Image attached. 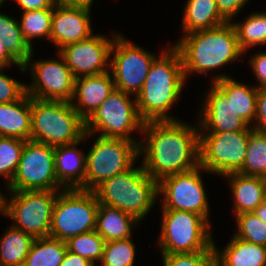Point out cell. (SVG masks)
Listing matches in <instances>:
<instances>
[{
  "label": "cell",
  "mask_w": 266,
  "mask_h": 266,
  "mask_svg": "<svg viewBox=\"0 0 266 266\" xmlns=\"http://www.w3.org/2000/svg\"><path fill=\"white\" fill-rule=\"evenodd\" d=\"M142 166L154 180L186 172L199 166V125L189 126L181 120L147 121L141 132Z\"/></svg>",
  "instance_id": "6da1fadb"
},
{
  "label": "cell",
  "mask_w": 266,
  "mask_h": 266,
  "mask_svg": "<svg viewBox=\"0 0 266 266\" xmlns=\"http://www.w3.org/2000/svg\"><path fill=\"white\" fill-rule=\"evenodd\" d=\"M186 81L179 50L171 45L155 58L136 102L139 116L147 121H177L168 111L179 99Z\"/></svg>",
  "instance_id": "7a4b0ae2"
},
{
  "label": "cell",
  "mask_w": 266,
  "mask_h": 266,
  "mask_svg": "<svg viewBox=\"0 0 266 266\" xmlns=\"http://www.w3.org/2000/svg\"><path fill=\"white\" fill-rule=\"evenodd\" d=\"M173 45L180 52L186 79L191 73L206 74L243 56L232 22L185 34Z\"/></svg>",
  "instance_id": "3957f363"
},
{
  "label": "cell",
  "mask_w": 266,
  "mask_h": 266,
  "mask_svg": "<svg viewBox=\"0 0 266 266\" xmlns=\"http://www.w3.org/2000/svg\"><path fill=\"white\" fill-rule=\"evenodd\" d=\"M93 192L99 204L118 208L139 221L144 219L159 198L158 181L152 179L142 165H133L127 171L103 181Z\"/></svg>",
  "instance_id": "277c9868"
},
{
  "label": "cell",
  "mask_w": 266,
  "mask_h": 266,
  "mask_svg": "<svg viewBox=\"0 0 266 266\" xmlns=\"http://www.w3.org/2000/svg\"><path fill=\"white\" fill-rule=\"evenodd\" d=\"M31 141L52 147L81 140L85 120L70 102L39 100L31 97Z\"/></svg>",
  "instance_id": "5b68a950"
},
{
  "label": "cell",
  "mask_w": 266,
  "mask_h": 266,
  "mask_svg": "<svg viewBox=\"0 0 266 266\" xmlns=\"http://www.w3.org/2000/svg\"><path fill=\"white\" fill-rule=\"evenodd\" d=\"M158 245L161 254L214 251L211 223L189 211L162 210Z\"/></svg>",
  "instance_id": "8992f818"
},
{
  "label": "cell",
  "mask_w": 266,
  "mask_h": 266,
  "mask_svg": "<svg viewBox=\"0 0 266 266\" xmlns=\"http://www.w3.org/2000/svg\"><path fill=\"white\" fill-rule=\"evenodd\" d=\"M98 207L93 191L79 188L61 190L53 207L49 236L66 241L95 230Z\"/></svg>",
  "instance_id": "52a82bcc"
},
{
  "label": "cell",
  "mask_w": 266,
  "mask_h": 266,
  "mask_svg": "<svg viewBox=\"0 0 266 266\" xmlns=\"http://www.w3.org/2000/svg\"><path fill=\"white\" fill-rule=\"evenodd\" d=\"M130 95L115 88L85 121L87 137L100 132V137L123 138L140 144V140L137 141L130 135L137 129L142 132L144 121L139 116L136 98L133 102Z\"/></svg>",
  "instance_id": "ba28073f"
},
{
  "label": "cell",
  "mask_w": 266,
  "mask_h": 266,
  "mask_svg": "<svg viewBox=\"0 0 266 266\" xmlns=\"http://www.w3.org/2000/svg\"><path fill=\"white\" fill-rule=\"evenodd\" d=\"M139 157V142L98 136L86 154L84 190L93 191L103 181L127 171Z\"/></svg>",
  "instance_id": "9c48e42d"
},
{
  "label": "cell",
  "mask_w": 266,
  "mask_h": 266,
  "mask_svg": "<svg viewBox=\"0 0 266 266\" xmlns=\"http://www.w3.org/2000/svg\"><path fill=\"white\" fill-rule=\"evenodd\" d=\"M60 191L20 190L9 191L4 197V214L13 220V227L23 230L34 238L48 237L52 213Z\"/></svg>",
  "instance_id": "30bf717a"
},
{
  "label": "cell",
  "mask_w": 266,
  "mask_h": 266,
  "mask_svg": "<svg viewBox=\"0 0 266 266\" xmlns=\"http://www.w3.org/2000/svg\"><path fill=\"white\" fill-rule=\"evenodd\" d=\"M254 129L199 133V165L207 172L225 176L238 173L246 157L249 134Z\"/></svg>",
  "instance_id": "8fae6325"
},
{
  "label": "cell",
  "mask_w": 266,
  "mask_h": 266,
  "mask_svg": "<svg viewBox=\"0 0 266 266\" xmlns=\"http://www.w3.org/2000/svg\"><path fill=\"white\" fill-rule=\"evenodd\" d=\"M8 189L9 191L65 189L56 178L54 147L31 140L26 141Z\"/></svg>",
  "instance_id": "7c38bea8"
},
{
  "label": "cell",
  "mask_w": 266,
  "mask_h": 266,
  "mask_svg": "<svg viewBox=\"0 0 266 266\" xmlns=\"http://www.w3.org/2000/svg\"><path fill=\"white\" fill-rule=\"evenodd\" d=\"M109 70L115 88L125 93L137 94L141 91L150 67L157 55L131 43L120 34L114 36L111 48Z\"/></svg>",
  "instance_id": "4fadbf2b"
},
{
  "label": "cell",
  "mask_w": 266,
  "mask_h": 266,
  "mask_svg": "<svg viewBox=\"0 0 266 266\" xmlns=\"http://www.w3.org/2000/svg\"><path fill=\"white\" fill-rule=\"evenodd\" d=\"M202 171L208 173L199 165L162 178L158 182V195H163L162 210L194 212L209 221V202L201 178Z\"/></svg>",
  "instance_id": "5bb4252c"
},
{
  "label": "cell",
  "mask_w": 266,
  "mask_h": 266,
  "mask_svg": "<svg viewBox=\"0 0 266 266\" xmlns=\"http://www.w3.org/2000/svg\"><path fill=\"white\" fill-rule=\"evenodd\" d=\"M60 59L40 60L32 63L33 52L24 64L30 70L32 84H26V93L35 99L71 102L74 92V81L70 68L62 55ZM31 65V66H30Z\"/></svg>",
  "instance_id": "9a60e30c"
},
{
  "label": "cell",
  "mask_w": 266,
  "mask_h": 266,
  "mask_svg": "<svg viewBox=\"0 0 266 266\" xmlns=\"http://www.w3.org/2000/svg\"><path fill=\"white\" fill-rule=\"evenodd\" d=\"M116 35H112L111 40L101 34H93L86 39L63 46L58 52L75 78L103 74L109 71L108 60L111 58V48Z\"/></svg>",
  "instance_id": "2e32d148"
},
{
  "label": "cell",
  "mask_w": 266,
  "mask_h": 266,
  "mask_svg": "<svg viewBox=\"0 0 266 266\" xmlns=\"http://www.w3.org/2000/svg\"><path fill=\"white\" fill-rule=\"evenodd\" d=\"M90 9L83 6L55 4L50 41L54 43L57 50L69 43L78 42L93 35Z\"/></svg>",
  "instance_id": "e0dca14e"
},
{
  "label": "cell",
  "mask_w": 266,
  "mask_h": 266,
  "mask_svg": "<svg viewBox=\"0 0 266 266\" xmlns=\"http://www.w3.org/2000/svg\"><path fill=\"white\" fill-rule=\"evenodd\" d=\"M200 110L199 133L244 131L248 125L234 112L232 100L211 83Z\"/></svg>",
  "instance_id": "ac0fdd59"
},
{
  "label": "cell",
  "mask_w": 266,
  "mask_h": 266,
  "mask_svg": "<svg viewBox=\"0 0 266 266\" xmlns=\"http://www.w3.org/2000/svg\"><path fill=\"white\" fill-rule=\"evenodd\" d=\"M114 90L115 83L109 71L99 75L80 76L75 78L70 103L86 121Z\"/></svg>",
  "instance_id": "d6986e66"
},
{
  "label": "cell",
  "mask_w": 266,
  "mask_h": 266,
  "mask_svg": "<svg viewBox=\"0 0 266 266\" xmlns=\"http://www.w3.org/2000/svg\"><path fill=\"white\" fill-rule=\"evenodd\" d=\"M84 137L72 144L54 147V162L57 181L65 189L79 188L84 190L86 175V155L81 149H77Z\"/></svg>",
  "instance_id": "ffe728a7"
},
{
  "label": "cell",
  "mask_w": 266,
  "mask_h": 266,
  "mask_svg": "<svg viewBox=\"0 0 266 266\" xmlns=\"http://www.w3.org/2000/svg\"><path fill=\"white\" fill-rule=\"evenodd\" d=\"M212 83L227 99L232 100V108L236 116L240 117L249 127L252 126L256 117L258 88L241 84L224 74L215 76Z\"/></svg>",
  "instance_id": "44dd1931"
},
{
  "label": "cell",
  "mask_w": 266,
  "mask_h": 266,
  "mask_svg": "<svg viewBox=\"0 0 266 266\" xmlns=\"http://www.w3.org/2000/svg\"><path fill=\"white\" fill-rule=\"evenodd\" d=\"M234 199L235 215L253 212L266 200V178L240 173L225 175Z\"/></svg>",
  "instance_id": "7402d4cb"
},
{
  "label": "cell",
  "mask_w": 266,
  "mask_h": 266,
  "mask_svg": "<svg viewBox=\"0 0 266 266\" xmlns=\"http://www.w3.org/2000/svg\"><path fill=\"white\" fill-rule=\"evenodd\" d=\"M31 97L26 93L18 101L0 103V137L31 140Z\"/></svg>",
  "instance_id": "603a6c76"
},
{
  "label": "cell",
  "mask_w": 266,
  "mask_h": 266,
  "mask_svg": "<svg viewBox=\"0 0 266 266\" xmlns=\"http://www.w3.org/2000/svg\"><path fill=\"white\" fill-rule=\"evenodd\" d=\"M215 262L219 266H266V246L233 235L223 251L213 242Z\"/></svg>",
  "instance_id": "cb8c5ba5"
},
{
  "label": "cell",
  "mask_w": 266,
  "mask_h": 266,
  "mask_svg": "<svg viewBox=\"0 0 266 266\" xmlns=\"http://www.w3.org/2000/svg\"><path fill=\"white\" fill-rule=\"evenodd\" d=\"M140 221L118 208L99 204L95 231L106 241L132 238V226Z\"/></svg>",
  "instance_id": "d4e9b609"
},
{
  "label": "cell",
  "mask_w": 266,
  "mask_h": 266,
  "mask_svg": "<svg viewBox=\"0 0 266 266\" xmlns=\"http://www.w3.org/2000/svg\"><path fill=\"white\" fill-rule=\"evenodd\" d=\"M182 21L184 34L212 29L228 22L219 13L215 0H187Z\"/></svg>",
  "instance_id": "484cf974"
},
{
  "label": "cell",
  "mask_w": 266,
  "mask_h": 266,
  "mask_svg": "<svg viewBox=\"0 0 266 266\" xmlns=\"http://www.w3.org/2000/svg\"><path fill=\"white\" fill-rule=\"evenodd\" d=\"M0 239V266H23L35 238L12 225Z\"/></svg>",
  "instance_id": "4316f807"
},
{
  "label": "cell",
  "mask_w": 266,
  "mask_h": 266,
  "mask_svg": "<svg viewBox=\"0 0 266 266\" xmlns=\"http://www.w3.org/2000/svg\"><path fill=\"white\" fill-rule=\"evenodd\" d=\"M66 253L65 241L50 236L35 238L23 266H60Z\"/></svg>",
  "instance_id": "83f0119b"
},
{
  "label": "cell",
  "mask_w": 266,
  "mask_h": 266,
  "mask_svg": "<svg viewBox=\"0 0 266 266\" xmlns=\"http://www.w3.org/2000/svg\"><path fill=\"white\" fill-rule=\"evenodd\" d=\"M0 39L6 51L21 65L34 52L22 36L19 21L3 13H0Z\"/></svg>",
  "instance_id": "f1b7e54d"
},
{
  "label": "cell",
  "mask_w": 266,
  "mask_h": 266,
  "mask_svg": "<svg viewBox=\"0 0 266 266\" xmlns=\"http://www.w3.org/2000/svg\"><path fill=\"white\" fill-rule=\"evenodd\" d=\"M239 48L243 53L249 48L266 43V12L252 13L243 23L233 21Z\"/></svg>",
  "instance_id": "f546056e"
},
{
  "label": "cell",
  "mask_w": 266,
  "mask_h": 266,
  "mask_svg": "<svg viewBox=\"0 0 266 266\" xmlns=\"http://www.w3.org/2000/svg\"><path fill=\"white\" fill-rule=\"evenodd\" d=\"M247 176L266 178V133L253 130L249 134L246 157L238 172Z\"/></svg>",
  "instance_id": "4dcf8cb0"
},
{
  "label": "cell",
  "mask_w": 266,
  "mask_h": 266,
  "mask_svg": "<svg viewBox=\"0 0 266 266\" xmlns=\"http://www.w3.org/2000/svg\"><path fill=\"white\" fill-rule=\"evenodd\" d=\"M52 16L53 9L23 11L21 22L19 21L20 30L23 38L31 48H33V38L45 37L50 40Z\"/></svg>",
  "instance_id": "1f68e13d"
},
{
  "label": "cell",
  "mask_w": 266,
  "mask_h": 266,
  "mask_svg": "<svg viewBox=\"0 0 266 266\" xmlns=\"http://www.w3.org/2000/svg\"><path fill=\"white\" fill-rule=\"evenodd\" d=\"M65 243L67 251L86 258L95 265L102 261L106 241L95 230L70 237Z\"/></svg>",
  "instance_id": "d6a6232c"
},
{
  "label": "cell",
  "mask_w": 266,
  "mask_h": 266,
  "mask_svg": "<svg viewBox=\"0 0 266 266\" xmlns=\"http://www.w3.org/2000/svg\"><path fill=\"white\" fill-rule=\"evenodd\" d=\"M25 142L16 137H0V176H5L7 185L16 173Z\"/></svg>",
  "instance_id": "836d02e7"
},
{
  "label": "cell",
  "mask_w": 266,
  "mask_h": 266,
  "mask_svg": "<svg viewBox=\"0 0 266 266\" xmlns=\"http://www.w3.org/2000/svg\"><path fill=\"white\" fill-rule=\"evenodd\" d=\"M131 239L106 242L100 266H133L136 251Z\"/></svg>",
  "instance_id": "e575fe53"
},
{
  "label": "cell",
  "mask_w": 266,
  "mask_h": 266,
  "mask_svg": "<svg viewBox=\"0 0 266 266\" xmlns=\"http://www.w3.org/2000/svg\"><path fill=\"white\" fill-rule=\"evenodd\" d=\"M237 231L235 237L266 246V223L251 213L235 215Z\"/></svg>",
  "instance_id": "d590c367"
},
{
  "label": "cell",
  "mask_w": 266,
  "mask_h": 266,
  "mask_svg": "<svg viewBox=\"0 0 266 266\" xmlns=\"http://www.w3.org/2000/svg\"><path fill=\"white\" fill-rule=\"evenodd\" d=\"M161 255L164 266H210L215 261L214 251Z\"/></svg>",
  "instance_id": "8d00e7d4"
},
{
  "label": "cell",
  "mask_w": 266,
  "mask_h": 266,
  "mask_svg": "<svg viewBox=\"0 0 266 266\" xmlns=\"http://www.w3.org/2000/svg\"><path fill=\"white\" fill-rule=\"evenodd\" d=\"M0 67V103L18 101L26 94V85L5 75Z\"/></svg>",
  "instance_id": "74e56055"
},
{
  "label": "cell",
  "mask_w": 266,
  "mask_h": 266,
  "mask_svg": "<svg viewBox=\"0 0 266 266\" xmlns=\"http://www.w3.org/2000/svg\"><path fill=\"white\" fill-rule=\"evenodd\" d=\"M250 66L253 69V73L259 82L255 85L259 88H266V51H259L252 55Z\"/></svg>",
  "instance_id": "f35d334b"
},
{
  "label": "cell",
  "mask_w": 266,
  "mask_h": 266,
  "mask_svg": "<svg viewBox=\"0 0 266 266\" xmlns=\"http://www.w3.org/2000/svg\"><path fill=\"white\" fill-rule=\"evenodd\" d=\"M253 125L251 127L254 130L266 133V88L258 89L256 117Z\"/></svg>",
  "instance_id": "ab89813d"
},
{
  "label": "cell",
  "mask_w": 266,
  "mask_h": 266,
  "mask_svg": "<svg viewBox=\"0 0 266 266\" xmlns=\"http://www.w3.org/2000/svg\"><path fill=\"white\" fill-rule=\"evenodd\" d=\"M219 13L228 21L232 22L238 12L246 5L248 0H215Z\"/></svg>",
  "instance_id": "60d3db41"
},
{
  "label": "cell",
  "mask_w": 266,
  "mask_h": 266,
  "mask_svg": "<svg viewBox=\"0 0 266 266\" xmlns=\"http://www.w3.org/2000/svg\"><path fill=\"white\" fill-rule=\"evenodd\" d=\"M22 11H33L38 9H53L55 3L52 0H15Z\"/></svg>",
  "instance_id": "b9f144b4"
},
{
  "label": "cell",
  "mask_w": 266,
  "mask_h": 266,
  "mask_svg": "<svg viewBox=\"0 0 266 266\" xmlns=\"http://www.w3.org/2000/svg\"><path fill=\"white\" fill-rule=\"evenodd\" d=\"M60 266H95L90 260L83 258L77 254L67 251L64 260Z\"/></svg>",
  "instance_id": "7bdbcfd3"
},
{
  "label": "cell",
  "mask_w": 266,
  "mask_h": 266,
  "mask_svg": "<svg viewBox=\"0 0 266 266\" xmlns=\"http://www.w3.org/2000/svg\"><path fill=\"white\" fill-rule=\"evenodd\" d=\"M15 64L22 72L26 71L24 65L19 64L5 49L0 39V67H7Z\"/></svg>",
  "instance_id": "ee69618b"
},
{
  "label": "cell",
  "mask_w": 266,
  "mask_h": 266,
  "mask_svg": "<svg viewBox=\"0 0 266 266\" xmlns=\"http://www.w3.org/2000/svg\"><path fill=\"white\" fill-rule=\"evenodd\" d=\"M252 213L266 223V200L263 201Z\"/></svg>",
  "instance_id": "f6af8a7d"
},
{
  "label": "cell",
  "mask_w": 266,
  "mask_h": 266,
  "mask_svg": "<svg viewBox=\"0 0 266 266\" xmlns=\"http://www.w3.org/2000/svg\"><path fill=\"white\" fill-rule=\"evenodd\" d=\"M93 3V0H70L71 6H83L91 8V4Z\"/></svg>",
  "instance_id": "bcb514c9"
},
{
  "label": "cell",
  "mask_w": 266,
  "mask_h": 266,
  "mask_svg": "<svg viewBox=\"0 0 266 266\" xmlns=\"http://www.w3.org/2000/svg\"><path fill=\"white\" fill-rule=\"evenodd\" d=\"M0 213L4 214V196L0 192Z\"/></svg>",
  "instance_id": "7dc6e473"
},
{
  "label": "cell",
  "mask_w": 266,
  "mask_h": 266,
  "mask_svg": "<svg viewBox=\"0 0 266 266\" xmlns=\"http://www.w3.org/2000/svg\"><path fill=\"white\" fill-rule=\"evenodd\" d=\"M55 4L70 5V0H52Z\"/></svg>",
  "instance_id": "c3c4849f"
},
{
  "label": "cell",
  "mask_w": 266,
  "mask_h": 266,
  "mask_svg": "<svg viewBox=\"0 0 266 266\" xmlns=\"http://www.w3.org/2000/svg\"><path fill=\"white\" fill-rule=\"evenodd\" d=\"M210 266H219L215 261Z\"/></svg>",
  "instance_id": "681fc988"
},
{
  "label": "cell",
  "mask_w": 266,
  "mask_h": 266,
  "mask_svg": "<svg viewBox=\"0 0 266 266\" xmlns=\"http://www.w3.org/2000/svg\"><path fill=\"white\" fill-rule=\"evenodd\" d=\"M5 0H0V7L4 4Z\"/></svg>",
  "instance_id": "f907efd6"
}]
</instances>
